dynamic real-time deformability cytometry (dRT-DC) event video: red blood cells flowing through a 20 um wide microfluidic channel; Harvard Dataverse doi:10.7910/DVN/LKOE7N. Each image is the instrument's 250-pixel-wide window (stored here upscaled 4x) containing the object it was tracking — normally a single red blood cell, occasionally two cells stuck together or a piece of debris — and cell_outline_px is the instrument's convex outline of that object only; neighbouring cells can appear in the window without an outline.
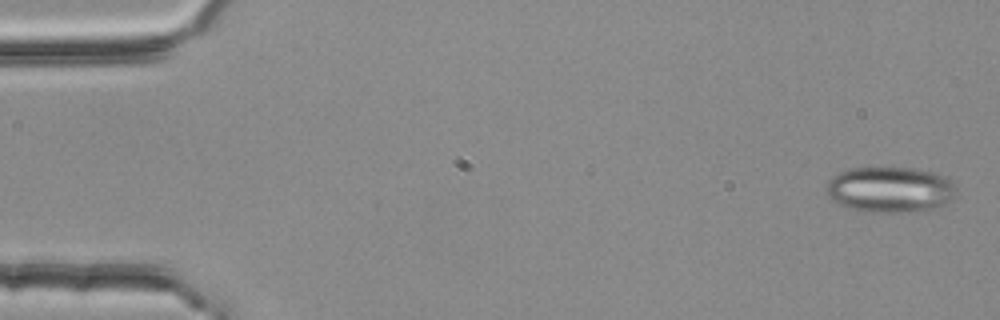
{"species": "common noctule bat (a hibernating species)", "species_latin": "Nyctalus noctula", "temperature_condition": "room temperature", "stored_images_in_passage": 5, "segment_of_instrument_passage": [1, 2], "camera_frame_rate_fps": 3000, "um_per_image_px": 0.085, "animal": {"sex": "female", "body_mass_g": 25.1}, "frame": {"image": 1, "passage_image": 1, "time_ms": 0.0, "image_size_px": [1000, 320], "cell_outline_px": [[956, 196], [940, 208], [920, 212], [864, 212], [848, 208], [832, 200], [824, 192], [824, 188], [828, 180], [832, 176], [840, 172], [852, 168], [912, 168], [936, 172], [944, 176], [956, 188]], "centroid_in_image_um": [75.65, 16.14], "position_along_channel_um": 9.3, "area_um2": 35.26}}